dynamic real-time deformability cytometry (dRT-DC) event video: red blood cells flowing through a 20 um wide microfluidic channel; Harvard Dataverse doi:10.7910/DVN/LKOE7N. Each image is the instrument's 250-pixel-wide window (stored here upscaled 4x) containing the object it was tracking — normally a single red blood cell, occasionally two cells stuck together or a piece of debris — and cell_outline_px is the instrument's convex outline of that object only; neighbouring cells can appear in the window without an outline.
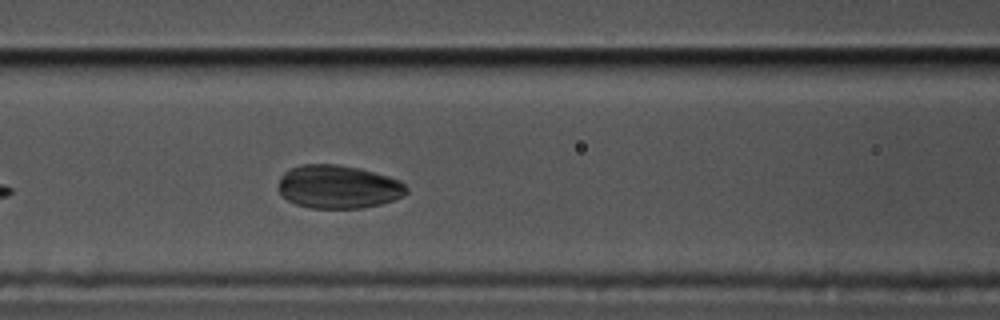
{"species": "common noctule bat (a hibernating species)", "species_latin": "Nyctalus noctula", "temperature_condition": "cold", "stored_images_in_passage": 43, "camera_frame_rate_fps": 3000, "um_per_image_px": 0.085, "animal": {"sex": "male", "body_mass_g": 17.5, "forearm_length_mm": 52.3}, "frame": {"image": 1, "passage_image": 11, "time_ms": 3.333, "image_size_px": [1000, 320], "cell_outline_px": [[408, 192], [404, 196], [380, 204], [360, 208], [308, 208], [296, 204], [288, 200], [280, 192], [280, 176], [284, 172], [292, 168], [304, 164], [336, 164], [356, 168], [388, 176], [400, 180], [408, 188]], "centroid_in_image_um": [28.77, 15.88], "position_along_channel_um": 137.8, "area_um2": 32.08}}
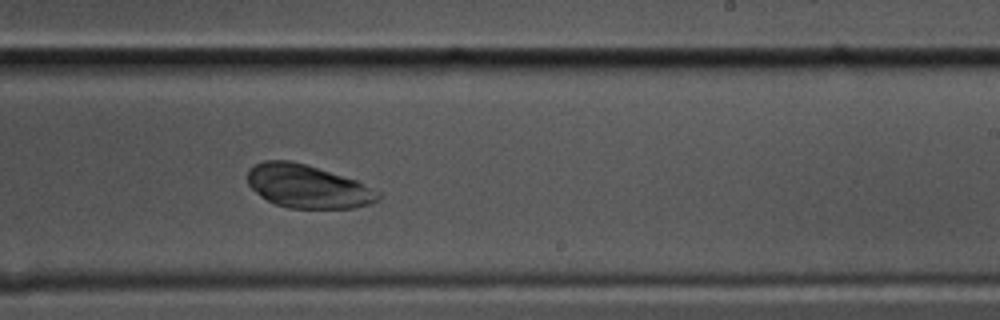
{"frame": {"image": 2, "passage_image": 22, "time_ms": 7.0, "image_size_px": [1000, 320], "cell_outline_px": [[384, 196], [380, 200], [372, 204], [352, 208], [288, 208], [276, 204], [260, 196], [248, 184], [248, 168], [264, 160], [288, 160], [304, 164], [356, 180], [380, 192]], "centroid_in_image_um": [26.18, 15.86], "position_along_channel_um": 262.8, "area_um2": 32.89}}
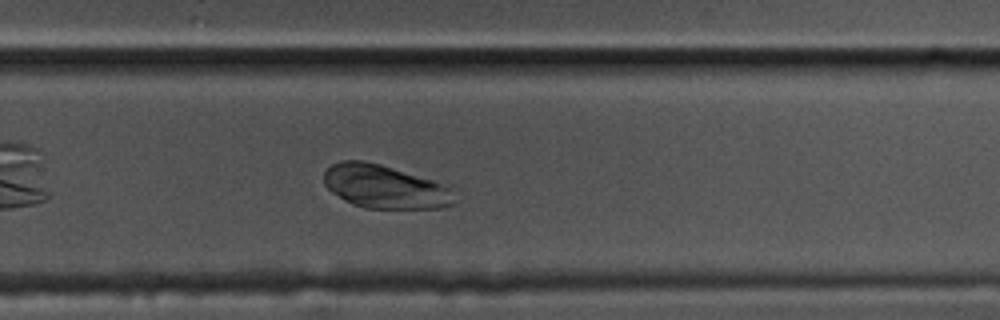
{"frame": {"image": 3, "passage_image": 25, "time_ms": 8.0, "image_size_px": [1000, 320], "cell_outline_px": [[460, 200], [456, 204], [444, 208], [364, 208], [352, 204], [344, 200], [332, 192], [324, 184], [324, 172], [332, 164], [340, 160], [364, 160], [380, 164], [436, 180], [456, 188]], "centroid_in_image_um": [32.84, 15.88], "position_along_channel_um": 297.0, "area_um2": 33.99}}